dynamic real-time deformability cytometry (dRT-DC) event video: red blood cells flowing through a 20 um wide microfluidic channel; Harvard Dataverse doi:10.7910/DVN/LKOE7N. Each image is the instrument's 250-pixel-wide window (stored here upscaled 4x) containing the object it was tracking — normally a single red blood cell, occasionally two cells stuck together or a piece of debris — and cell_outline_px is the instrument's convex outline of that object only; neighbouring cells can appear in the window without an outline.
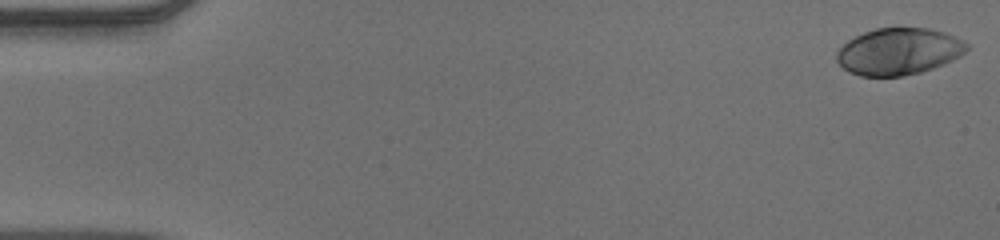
{"species": "human", "species_latin": "Homo sapiens", "temperature_condition": "warm", "stored_images_in_passage": 53, "camera_frame_rate_fps": 3000, "um_per_image_px": 0.085, "donor": {"sex": "male"}, "frame": {"image": 1, "passage_image": 1, "time_ms": 0.0, "image_size_px": [1000, 240], "cell_outline_px": [[968, 48], [960, 56], [944, 64], [920, 72], [904, 76], [860, 76], [848, 72], [836, 60], [836, 52], [848, 40], [864, 32], [876, 28], [928, 28], [944, 32], [964, 40], [968, 44]], "centroid_in_image_um": [76.39, 4.38], "position_along_channel_um": 8.6, "area_um2": 35.43}}
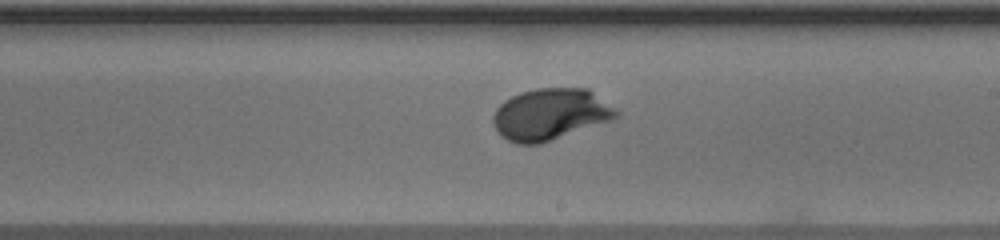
{"frame": {"image": 2, "passage_image": 31, "time_ms": 10.0, "image_size_px": [1000, 240], "cell_outline_px": [[620, 116], [612, 120], [540, 144], [516, 144], [500, 136], [492, 124], [492, 116], [496, 108], [504, 100], [520, 92], [536, 88], [588, 88], [616, 108], [620, 112]], "centroid_in_image_um": [46.77, 9.71], "position_along_channel_um": 242.2, "area_um2": 37.34}}
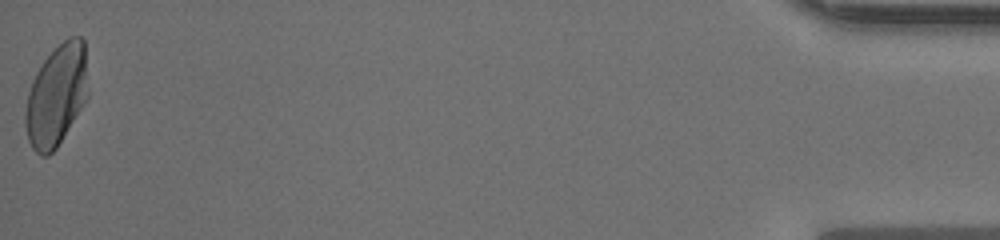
{"frame": {"image": 3, "passage_image": 53, "time_ms": 17.333, "image_size_px": [1000, 240], "cell_outline_px": [[88, 100], [56, 148], [48, 156], [40, 156], [32, 148], [28, 140], [24, 124], [24, 116], [28, 92], [32, 80], [36, 72], [44, 60], [68, 36], [80, 36], [84, 40], [88, 92]], "centroid_in_image_um": [4.8, 8.14], "position_along_channel_um": 430.4, "area_um2": 37.28}, "authors_computed_cell_mechanics": {"area_um2": 35.4314, "velocity_mm_per_s": 3.8714, "shape_relaxation_time_tau1_ms": 2.7139, "shape_relaxation_time_tau2_ms": null, "deformation_change_tau1": 0.1885, "deformation_change_tau2": null}}